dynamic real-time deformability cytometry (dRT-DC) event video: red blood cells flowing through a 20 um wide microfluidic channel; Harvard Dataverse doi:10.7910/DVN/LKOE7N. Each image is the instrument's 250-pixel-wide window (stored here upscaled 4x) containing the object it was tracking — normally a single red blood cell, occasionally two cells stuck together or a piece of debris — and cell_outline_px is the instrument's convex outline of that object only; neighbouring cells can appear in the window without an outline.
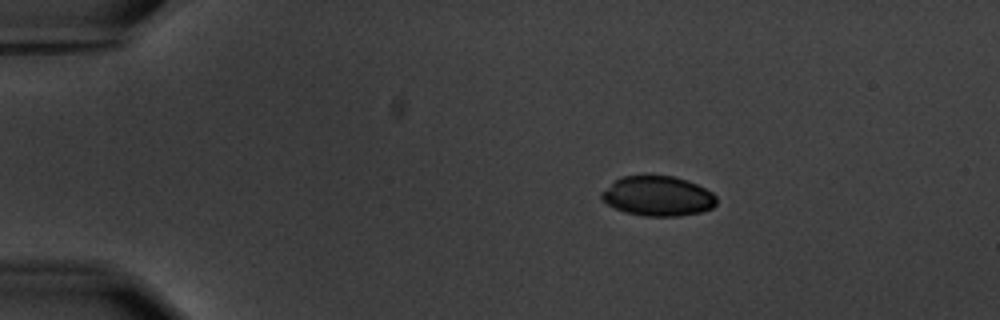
{"species": "common noctule bat (a hibernating species)", "species_latin": "Nyctalus noctula", "temperature_condition": "warm", "stored_images_in_passage": 5, "camera_frame_rate_fps": 3000, "um_per_image_px": 0.085, "animal": {"sex": "male", "body_mass_g": 20.1, "forearm_length_mm": 53.5}, "frame": {"image": 1, "passage_image": 3, "time_ms": 2.333, "image_size_px": [1000, 320], "cell_outline_px": [[716, 204], [712, 208], [700, 212], [680, 216], [644, 216], [628, 212], [616, 208], [608, 204], [600, 196], [600, 192], [620, 176], [672, 176], [688, 180], [712, 192], [716, 196]], "centroid_in_image_um": [55.92, 16.66], "position_along_channel_um": 29.1, "area_um2": 26.53}}